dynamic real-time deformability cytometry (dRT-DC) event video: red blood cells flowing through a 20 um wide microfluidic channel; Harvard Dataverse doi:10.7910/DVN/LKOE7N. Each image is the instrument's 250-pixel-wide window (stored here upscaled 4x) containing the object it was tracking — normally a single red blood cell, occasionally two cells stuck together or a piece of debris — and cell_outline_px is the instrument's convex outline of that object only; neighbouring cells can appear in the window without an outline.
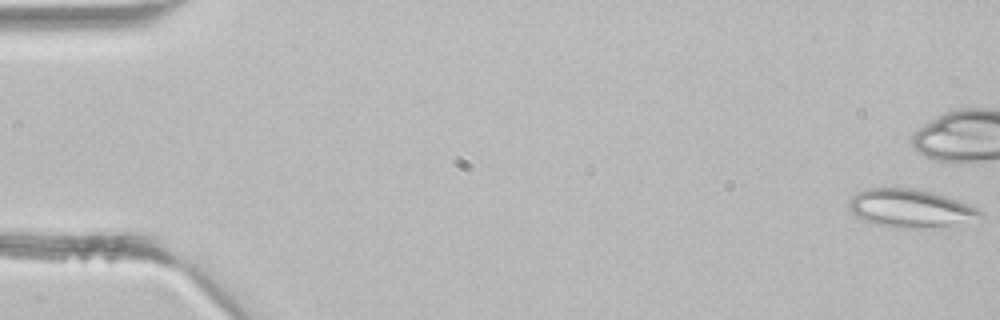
{"species": "common noctule bat (a hibernating species)", "species_latin": "Nyctalus noctula", "temperature_condition": "room temperature", "stored_images_in_passage": 9, "camera_frame_rate_fps": 3000, "um_per_image_px": 0.085, "animal": {"sex": "male", "body_mass_g": 21.5, "forearm_length_mm": 52.0}, "frame": {"image": 1, "passage_image": 1, "time_ms": 0.0, "image_size_px": [1000, 320], "cell_outline_px": [[984, 216], [952, 224], [912, 228], [876, 224], [864, 220], [856, 216], [848, 208], [848, 200], [856, 192], [864, 188], [912, 188], [932, 192], [968, 204], [984, 212]], "centroid_in_image_um": [77.3, 17.67], "position_along_channel_um": 7.7, "area_um2": 28.55}}